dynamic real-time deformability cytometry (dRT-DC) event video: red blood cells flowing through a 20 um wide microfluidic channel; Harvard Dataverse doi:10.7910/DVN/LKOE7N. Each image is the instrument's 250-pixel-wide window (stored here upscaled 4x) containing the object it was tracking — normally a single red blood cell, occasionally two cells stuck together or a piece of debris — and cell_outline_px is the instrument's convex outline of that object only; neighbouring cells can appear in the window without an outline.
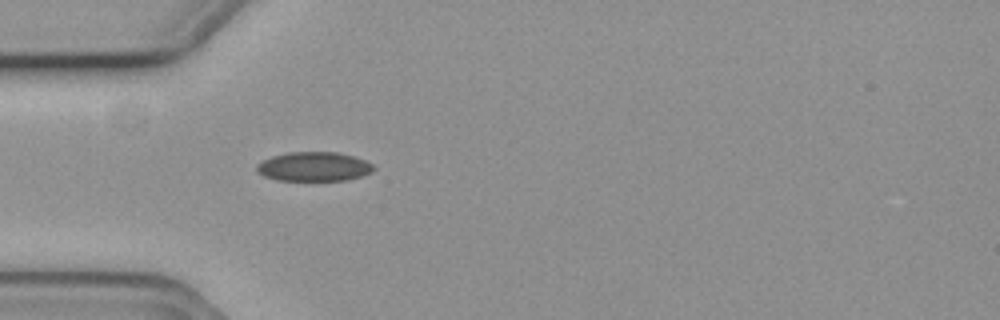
{"species": "common noctule bat (a hibernating species)", "species_latin": "Nyctalus noctula", "temperature_condition": "cold", "stored_images_in_passage": 37, "camera_frame_rate_fps": 3000, "um_per_image_px": 0.085, "animal": {"sex": "female", "body_mass_g": 19.3, "forearm_length_mm": 54.1}, "frame": {"image": 1, "passage_image": 1, "time_ms": 0.0, "image_size_px": [1000, 320], "cell_outline_px": [[376, 168], [372, 172], [348, 180], [276, 180], [264, 176], [256, 172], [256, 164], [272, 156], [288, 152], [336, 152], [352, 156], [364, 160], [372, 164]], "centroid_in_image_um": [26.66, 14.16], "position_along_channel_um": 58.3, "area_um2": 19.88}}
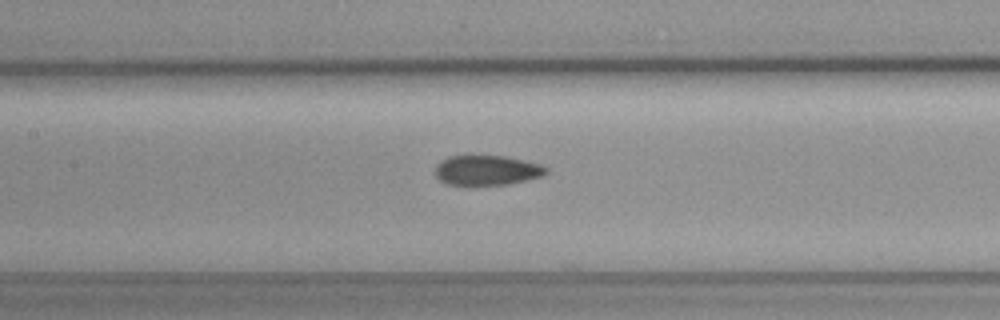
{"frame": {"image": 2, "passage_image": 10, "time_ms": 3.0, "image_size_px": [1000, 320], "cell_outline_px": [[548, 172], [544, 176], [508, 184], [444, 184], [436, 176], [436, 168], [440, 160], [448, 156], [468, 152], [504, 156], [544, 164], [548, 168]], "centroid_in_image_um": [41.39, 14.41], "position_along_channel_um": 166.0, "area_um2": 20.11}}
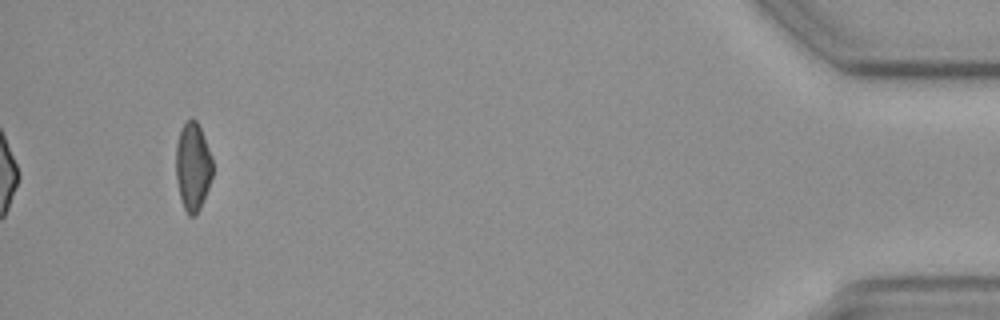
{"frame": {"image": 3, "passage_image": 37, "time_ms": 12.0, "image_size_px": [1000, 320], "cell_outline_px": [[212, 176], [208, 188], [200, 208], [196, 216], [188, 216], [184, 208], [180, 196], [176, 180], [176, 144], [180, 128], [188, 120], [196, 120], [200, 128], [212, 156]], "centroid_in_image_um": [16.38, 14.18], "position_along_channel_um": 418.8, "area_um2": 18.79}, "authors_computed_cell_mechanics": {"area_um2": 19.8832, "velocity_mm_per_s": 3.7093, "shape_relaxation_time_tau1_ms": null, "shape_relaxation_time_tau2_ms": 6.264, "deformation_change_tau1": null, "deformation_change_tau2": 0.0965}}